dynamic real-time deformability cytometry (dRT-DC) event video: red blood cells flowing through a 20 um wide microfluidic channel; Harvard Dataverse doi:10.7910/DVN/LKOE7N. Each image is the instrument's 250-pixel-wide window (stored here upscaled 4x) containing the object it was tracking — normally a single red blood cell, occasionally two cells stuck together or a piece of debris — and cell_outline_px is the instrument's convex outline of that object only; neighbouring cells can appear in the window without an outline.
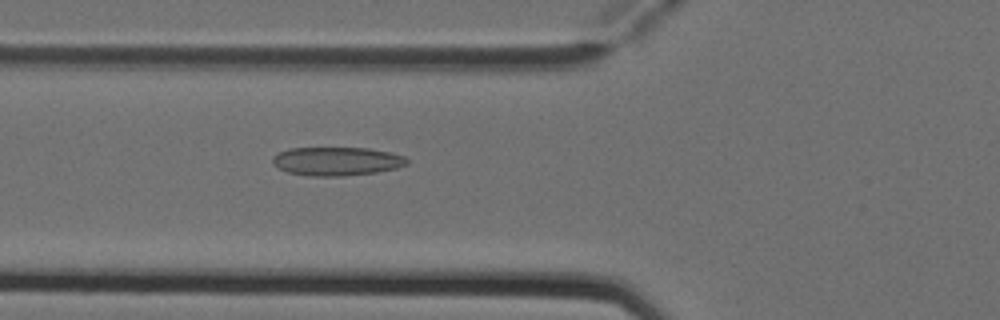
{"species": "Egyptian fruit bat (a non-hibernating species)", "species_latin": "Rousettus aegyptiacus", "temperature_condition": "cold", "stored_images_in_passage": 5, "camera_frame_rate_fps": 3000, "um_per_image_px": 0.085, "animal": {"sex": "female"}, "frame": {"image": 1, "passage_image": 5, "time_ms": 1.333, "image_size_px": [1000, 320], "cell_outline_px": [[408, 164], [396, 168], [376, 172], [344, 176], [308, 176], [288, 172], [276, 168], [272, 164], [272, 156], [288, 148], [368, 148], [388, 152], [404, 156], [408, 160]], "centroid_in_image_um": [28.58, 13.71], "position_along_channel_um": 97.2, "area_um2": 22.48}}